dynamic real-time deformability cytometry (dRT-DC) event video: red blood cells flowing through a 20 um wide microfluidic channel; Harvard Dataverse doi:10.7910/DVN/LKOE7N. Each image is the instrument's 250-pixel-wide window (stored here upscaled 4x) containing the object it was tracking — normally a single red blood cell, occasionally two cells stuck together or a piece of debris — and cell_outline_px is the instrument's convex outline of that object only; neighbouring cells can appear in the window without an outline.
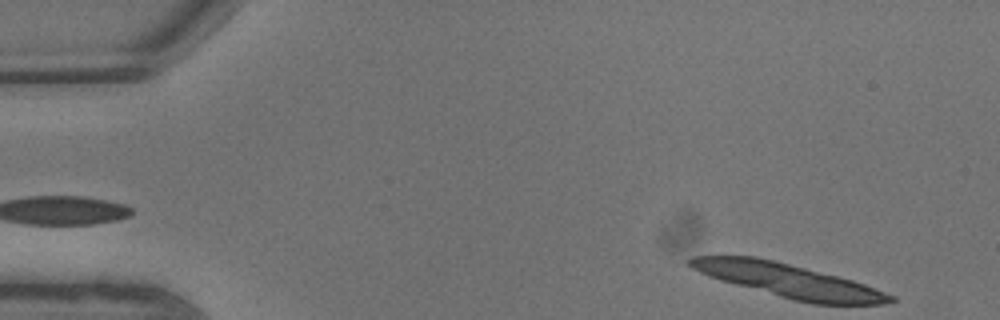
{"species": "common noctule bat (a hibernating species)", "species_latin": "Nyctalus noctula", "temperature_condition": "warm", "stored_images_in_passage": 4, "camera_frame_rate_fps": 3000, "um_per_image_px": 0.085, "animal": {"sex": "male", "body_mass_g": 13.3}, "frame": {"image": 1, "passage_image": 4, "time_ms": 1.0, "image_size_px": [1000, 320], "cell_outline_px": [[896, 300], [884, 304], [812, 304], [792, 300], [720, 280], [708, 276], [692, 268], [688, 264], [688, 260], [692, 256], [756, 256], [852, 280], [864, 284], [896, 296]], "centroid_in_image_um": [67.01, 23.86], "position_along_channel_um": 18.0, "area_um2": 38.84}}